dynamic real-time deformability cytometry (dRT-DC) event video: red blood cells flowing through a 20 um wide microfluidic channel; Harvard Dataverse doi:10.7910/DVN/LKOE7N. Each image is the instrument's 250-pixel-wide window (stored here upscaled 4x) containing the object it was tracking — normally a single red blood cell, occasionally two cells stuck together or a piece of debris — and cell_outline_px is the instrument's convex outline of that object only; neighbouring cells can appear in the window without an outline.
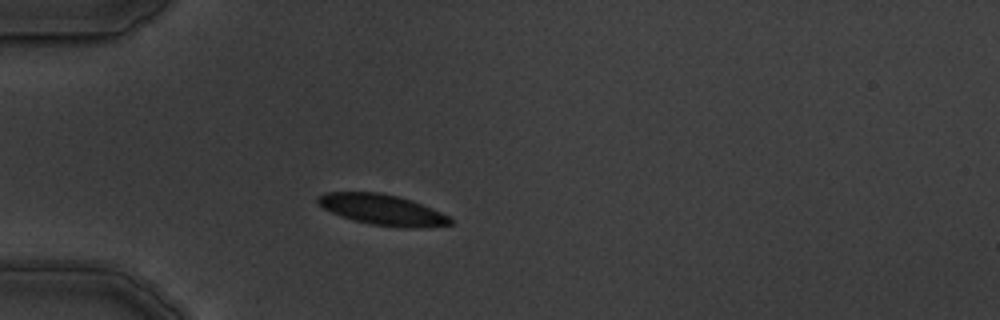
{"species": "common noctule bat (a hibernating species)", "species_latin": "Nyctalus noctula", "temperature_condition": "warm", "stored_images_in_passage": 5, "camera_frame_rate_fps": 3000, "um_per_image_px": 0.085, "animal": {"sex": "male", "body_mass_g": 19.5, "forearm_length_mm": 54.6}, "frame": {"image": 1, "passage_image": 3, "time_ms": 2.333, "image_size_px": [1000, 320], "cell_outline_px": [[452, 224], [412, 228], [372, 224], [352, 220], [332, 212], [324, 208], [316, 200], [320, 196], [328, 192], [380, 192], [412, 200], [432, 208], [448, 216], [452, 220]], "centroid_in_image_um": [32.51, 17.82], "position_along_channel_um": 52.5, "area_um2": 23.18}}
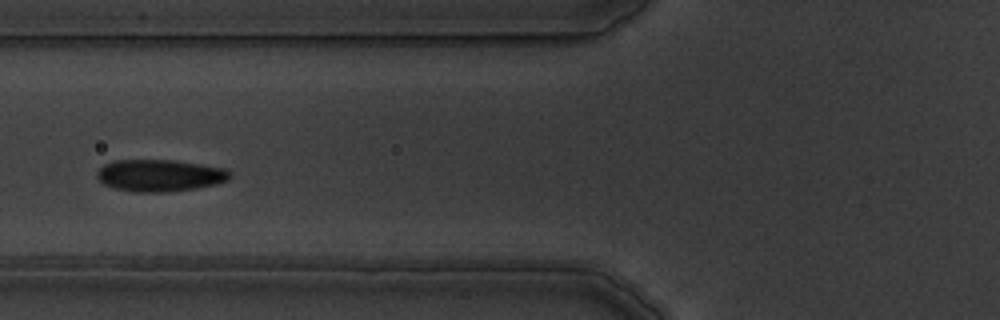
{"frame": {"image": 2, "passage_image": 5, "time_ms": 4.333, "image_size_px": [1000, 320], "cell_outline_px": [[232, 176], [228, 180], [216, 184], [196, 188], [164, 192], [132, 192], [116, 188], [104, 184], [96, 176], [96, 172], [104, 164], [112, 160], [176, 160], [224, 168], [232, 172]], "centroid_in_image_um": [13.59, 14.91], "position_along_channel_um": 112.2, "area_um2": 24.85}}